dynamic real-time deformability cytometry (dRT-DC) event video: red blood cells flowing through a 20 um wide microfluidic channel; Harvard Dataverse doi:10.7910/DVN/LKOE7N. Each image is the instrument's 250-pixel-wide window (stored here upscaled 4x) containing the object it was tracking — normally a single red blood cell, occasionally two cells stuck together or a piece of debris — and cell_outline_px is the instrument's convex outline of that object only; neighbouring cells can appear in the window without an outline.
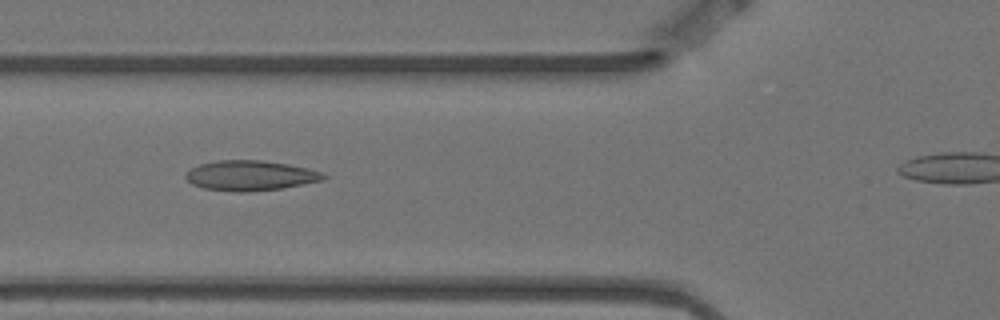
{"species": "Egyptian fruit bat (a non-hibernating species)", "species_latin": "Rousettus aegyptiacus", "temperature_condition": "warm", "stored_images_in_passage": 8, "segment_of_instrument_passage": [1, 2], "camera_frame_rate_fps": 3000, "um_per_image_px": 0.085, "animal": {"sex": "female"}, "frame": {"image": 1, "passage_image": 5, "time_ms": 1.333, "image_size_px": [1000, 320], "cell_outline_px": [[328, 176], [320, 180], [280, 188], [248, 192], [240, 192], [204, 188], [192, 184], [184, 176], [192, 168], [200, 164], [216, 160], [260, 160], [288, 164], [308, 168], [320, 172]], "centroid_in_image_um": [21.24, 14.91], "position_along_channel_um": 104.6, "area_um2": 23.76}}
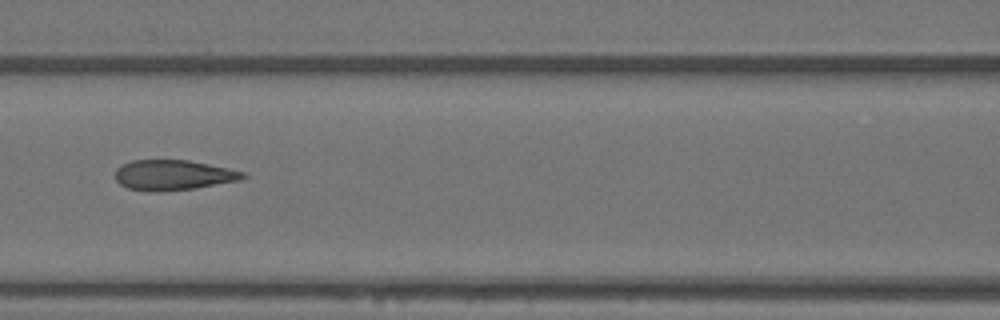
{"frame": {"image": 2, "passage_image": 6, "time_ms": 1.667, "image_size_px": [1000, 320], "cell_outline_px": [[248, 176], [240, 180], [196, 188], [156, 192], [148, 192], [128, 188], [120, 184], [116, 180], [116, 168], [120, 164], [132, 160], [188, 160], [228, 168], [244, 172]], "centroid_in_image_um": [14.7, 14.88], "position_along_channel_um": 151.9, "area_um2": 22.6}}
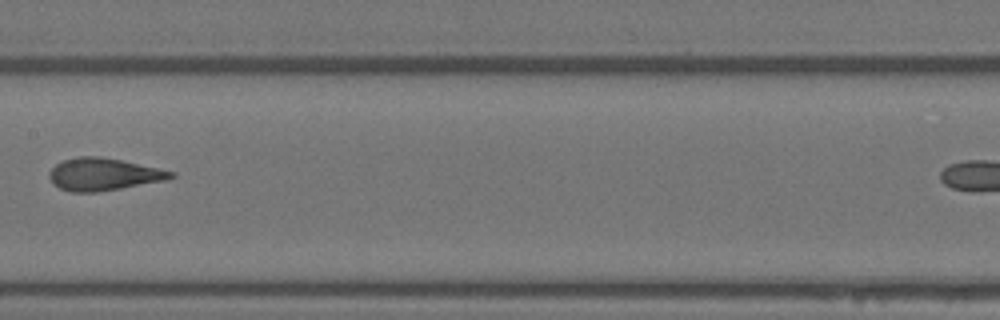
{"frame": {"image": 3, "passage_image": 7, "time_ms": 2.0, "image_size_px": [1000, 320], "cell_outline_px": [[176, 176], [168, 180], [96, 192], [72, 192], [60, 188], [52, 184], [48, 176], [48, 172], [56, 164], [64, 160], [80, 156], [100, 156], [120, 160], [176, 172]], "centroid_in_image_um": [8.79, 14.82], "position_along_channel_um": 198.6, "area_um2": 22.89}}